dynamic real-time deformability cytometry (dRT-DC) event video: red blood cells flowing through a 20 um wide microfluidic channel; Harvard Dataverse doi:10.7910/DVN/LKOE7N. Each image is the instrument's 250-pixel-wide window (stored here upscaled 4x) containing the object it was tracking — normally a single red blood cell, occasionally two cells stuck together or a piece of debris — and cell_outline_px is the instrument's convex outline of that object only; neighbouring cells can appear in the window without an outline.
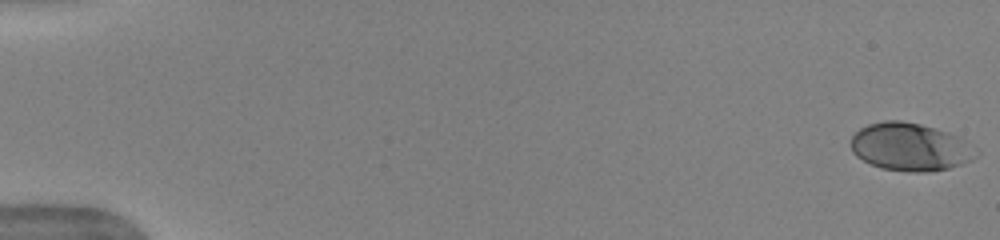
{"species": "human", "species_latin": "Homo sapiens", "temperature_condition": "warm", "stored_images_in_passage": 52, "camera_frame_rate_fps": 3000, "um_per_image_px": 0.085, "donor": {"sex": "female"}, "frame": {"image": 1, "passage_image": 1, "time_ms": 0.0, "image_size_px": [1000, 240], "cell_outline_px": [[980, 152], [972, 160], [948, 168], [928, 172], [908, 172], [880, 168], [856, 156], [852, 152], [852, 136], [860, 128], [868, 124], [884, 120], [900, 120], [920, 124], [936, 128], [956, 136], [972, 144]], "centroid_in_image_um": [77.38, 12.49], "position_along_channel_um": 7.6, "area_um2": 34.91}}
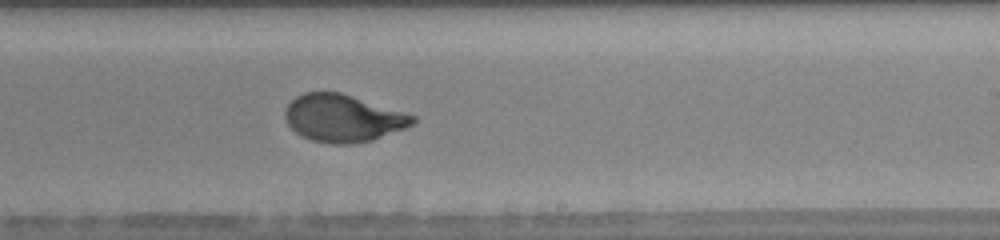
{"frame": {"image": 2, "passage_image": 33, "time_ms": 10.667, "image_size_px": [1000, 240], "cell_outline_px": [[416, 120], [412, 124], [404, 128], [372, 140], [352, 144], [332, 144], [312, 140], [300, 136], [288, 124], [284, 116], [284, 108], [296, 96], [304, 92], [340, 92], [416, 116]], "centroid_in_image_um": [29.11, 10.05], "position_along_channel_um": 259.9, "area_um2": 35.03}}
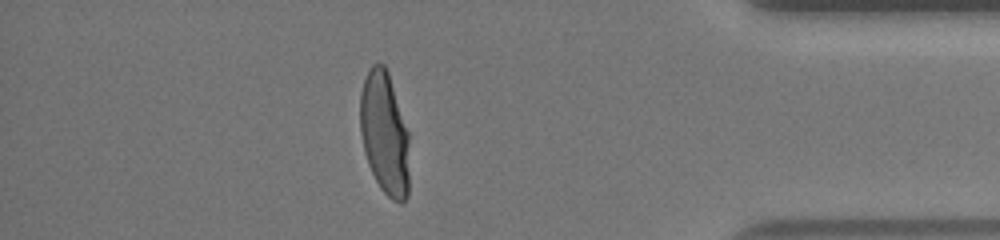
{"frame": {"image": 3, "passage_image": 46, "time_ms": 15.0, "image_size_px": [1000, 240], "cell_outline_px": [[408, 196], [400, 204], [392, 200], [380, 188], [368, 164], [364, 152], [360, 132], [360, 92], [364, 80], [372, 64], [384, 64], [388, 72], [408, 132]], "centroid_in_image_um": [32.67, 11.36], "position_along_channel_um": 402.5, "area_um2": 35.08}, "authors_computed_cell_mechanics": {"area_um2": 35.3736, "velocity_mm_per_s": 3.9683, "shape_relaxation_time_tau1_ms": 3.7251, "shape_relaxation_time_tau2_ms": null, "deformation_change_tau1": 0.1794, "deformation_change_tau2": null}}